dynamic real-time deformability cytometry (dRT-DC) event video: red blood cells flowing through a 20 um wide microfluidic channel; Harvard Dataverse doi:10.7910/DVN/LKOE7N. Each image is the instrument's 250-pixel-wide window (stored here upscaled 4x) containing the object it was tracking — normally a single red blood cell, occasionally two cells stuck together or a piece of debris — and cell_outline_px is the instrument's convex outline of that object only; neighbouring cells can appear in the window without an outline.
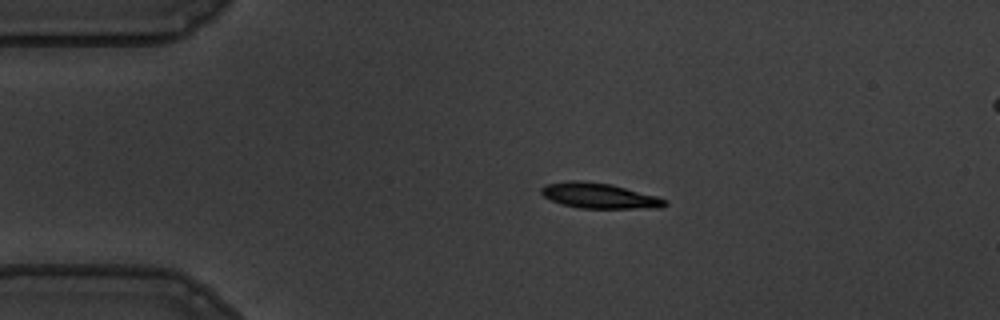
{"species": "common noctule bat (a hibernating species)", "species_latin": "Nyctalus noctula", "temperature_condition": "warm", "stored_images_in_passage": 46, "camera_frame_rate_fps": 3000, "um_per_image_px": 0.085, "animal": {"sex": "male", "body_mass_g": 19.5, "forearm_length_mm": 54.6}, "frame": {"image": 1, "passage_image": 1, "time_ms": 0.0, "image_size_px": [1000, 320], "cell_outline_px": [[668, 204], [660, 208], [580, 208], [560, 204], [544, 196], [540, 192], [540, 188], [544, 184], [572, 180], [580, 180], [612, 184], [656, 196], [668, 200]], "centroid_in_image_um": [50.93, 16.63], "position_along_channel_um": 34.1, "area_um2": 18.38}}
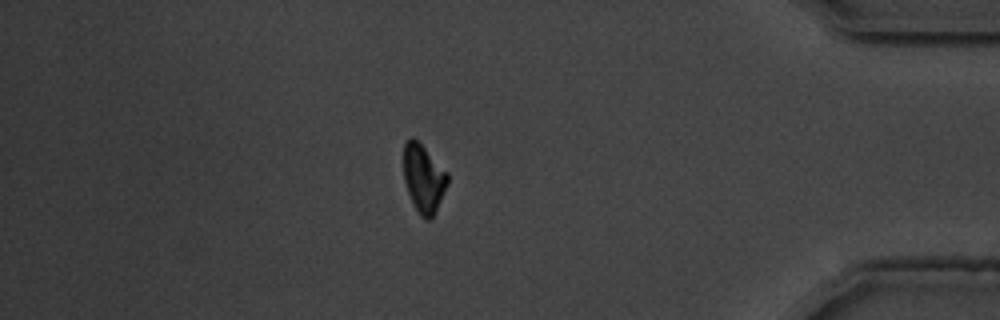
{"frame": {"image": 2, "passage_image": 38, "time_ms": 12.333, "image_size_px": [1000, 320], "cell_outline_px": [[448, 184], [432, 216], [428, 220], [416, 208], [408, 192], [404, 180], [404, 144], [412, 136], [448, 172]], "centroid_in_image_um": [36.01, 15.12], "position_along_channel_um": 399.2, "area_um2": 16.76}}
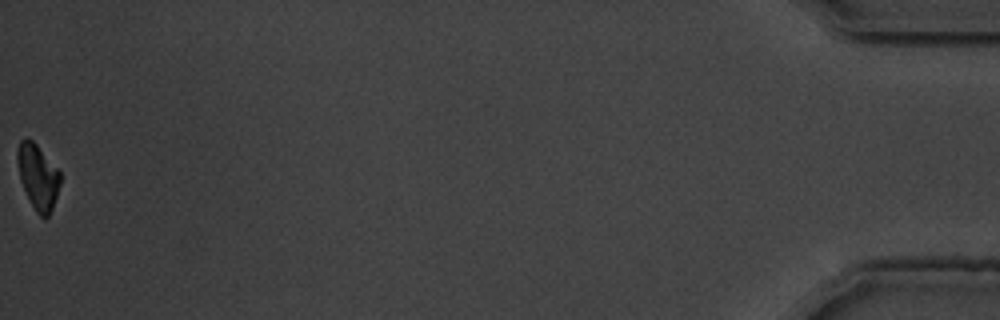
{"frame": {"image": 3, "passage_image": 46, "time_ms": 15.0, "image_size_px": [1000, 320], "cell_outline_px": [[60, 184], [52, 208], [48, 216], [44, 220], [36, 212], [20, 180], [16, 160], [16, 152], [20, 140], [32, 140], [36, 144], [60, 172]], "centroid_in_image_um": [3.2, 15.03], "position_along_channel_um": 432.0, "area_um2": 15.95}, "authors_computed_cell_mechanics": {"area_um2": 18.2937, "velocity_mm_per_s": 3.5848, "shape_relaxation_time_tau1_ms": 2.6498, "shape_relaxation_time_tau2_ms": null, "deformation_change_tau1": 0.1668, "deformation_change_tau2": null}}